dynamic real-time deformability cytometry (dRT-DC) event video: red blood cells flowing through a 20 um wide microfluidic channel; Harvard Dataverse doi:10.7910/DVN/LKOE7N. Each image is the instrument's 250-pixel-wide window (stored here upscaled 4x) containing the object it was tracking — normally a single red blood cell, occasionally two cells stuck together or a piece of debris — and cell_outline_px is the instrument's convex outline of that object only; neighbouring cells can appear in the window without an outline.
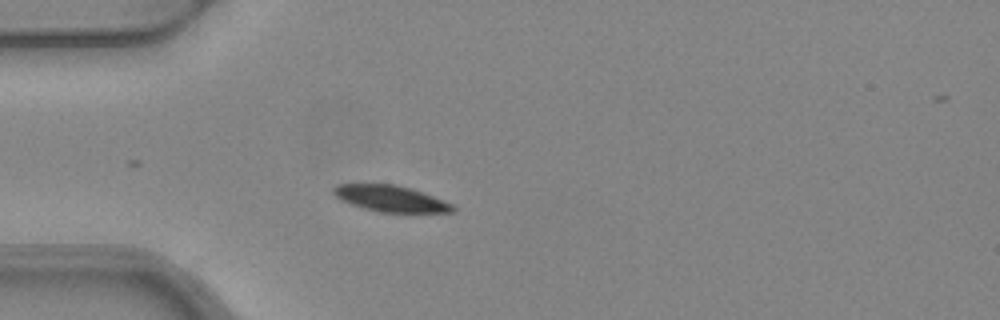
{"species": "common noctule bat (a hibernating species)", "species_latin": "Nyctalus noctula", "temperature_condition": "warm", "stored_images_in_passage": 2, "camera_frame_rate_fps": 3000, "um_per_image_px": 0.085, "animal": {"sex": "female", "body_mass_g": 24.6, "forearm_length_mm": 56.2}, "frame": {"image": 1, "passage_image": 2, "time_ms": 0.333, "image_size_px": [1000, 320], "cell_outline_px": [[456, 212], [380, 212], [364, 208], [340, 200], [332, 192], [332, 188], [336, 184], [396, 184], [432, 196], [452, 204], [456, 208]], "centroid_in_image_um": [33.17, 16.88], "position_along_channel_um": 51.8, "area_um2": 17.98}}